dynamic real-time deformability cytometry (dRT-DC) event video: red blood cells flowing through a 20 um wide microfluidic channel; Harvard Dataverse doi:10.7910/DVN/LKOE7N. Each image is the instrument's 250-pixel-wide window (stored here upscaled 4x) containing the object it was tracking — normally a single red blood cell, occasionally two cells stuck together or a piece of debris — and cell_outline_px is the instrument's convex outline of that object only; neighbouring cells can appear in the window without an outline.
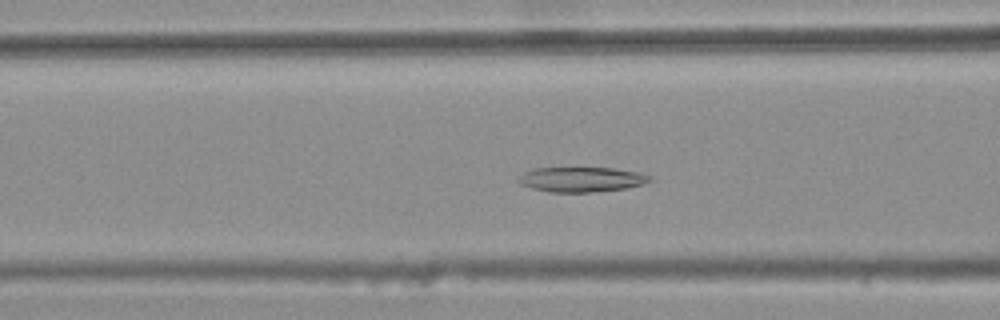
{"species": "common noctule bat (a hibernating species)", "species_latin": "Nyctalus noctula", "temperature_condition": "warm", "stored_images_in_passage": 43, "camera_frame_rate_fps": 3000, "um_per_image_px": 0.085, "animal": {"sex": "female", "body_mass_g": 25.1}, "frame": {"image": 1, "passage_image": 19, "time_ms": 6.0, "image_size_px": [1000, 320], "cell_outline_px": [[652, 180], [644, 184], [628, 188], [588, 192], [548, 192], [532, 188], [520, 184], [516, 180], [524, 172], [532, 168], [612, 168], [636, 172], [652, 176]], "centroid_in_image_um": [49.41, 15.25], "position_along_channel_um": 117.2, "area_um2": 19.07}}
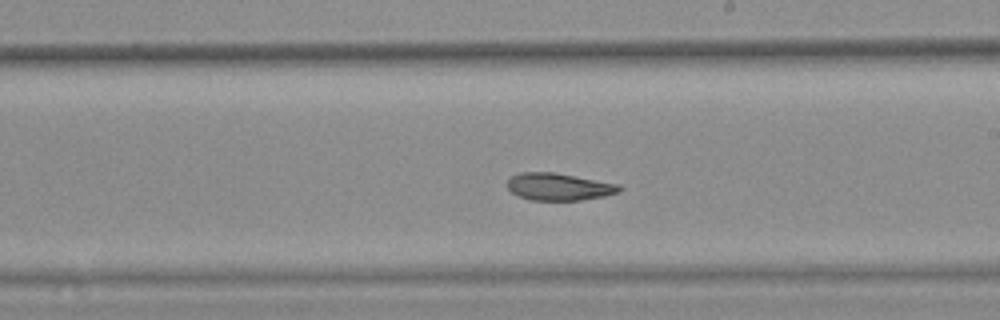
{"frame": {"image": 2, "passage_image": 29, "time_ms": 9.333, "image_size_px": [1000, 320], "cell_outline_px": [[620, 192], [604, 196], [580, 200], [528, 200], [512, 192], [508, 188], [508, 180], [512, 176], [520, 172], [552, 172], [620, 184]], "centroid_in_image_um": [47.5, 15.87], "position_along_channel_um": 241.5, "area_um2": 17.63}}
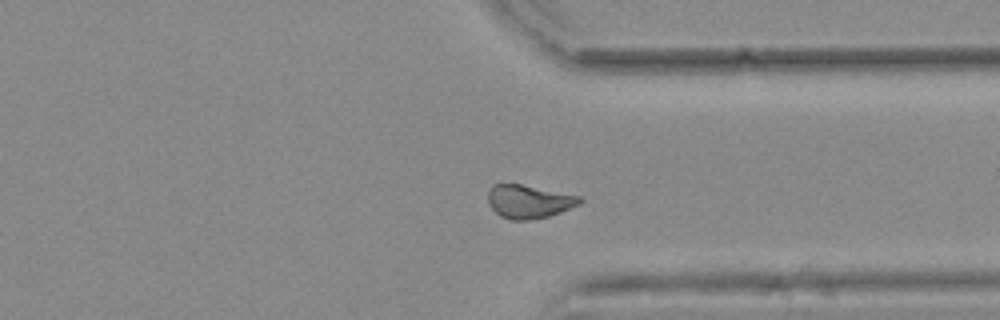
{"frame": {"image": 3, "passage_image": 39, "time_ms": 12.667, "image_size_px": [1000, 320], "cell_outline_px": [[584, 200], [580, 204], [560, 212], [548, 216], [528, 220], [512, 220], [500, 216], [488, 204], [488, 188], [492, 184], [520, 184], [580, 196]], "centroid_in_image_um": [44.93, 17.12], "position_along_channel_um": 366.5, "area_um2": 17.8}, "authors_computed_cell_mechanics": {"area_um2": 19.074, "velocity_mm_per_s": 3.7404, "shape_relaxation_time_tau1_ms": null, "shape_relaxation_time_tau2_ms": 3.7443, "deformation_change_tau1": null, "deformation_change_tau2": 0.0939}}